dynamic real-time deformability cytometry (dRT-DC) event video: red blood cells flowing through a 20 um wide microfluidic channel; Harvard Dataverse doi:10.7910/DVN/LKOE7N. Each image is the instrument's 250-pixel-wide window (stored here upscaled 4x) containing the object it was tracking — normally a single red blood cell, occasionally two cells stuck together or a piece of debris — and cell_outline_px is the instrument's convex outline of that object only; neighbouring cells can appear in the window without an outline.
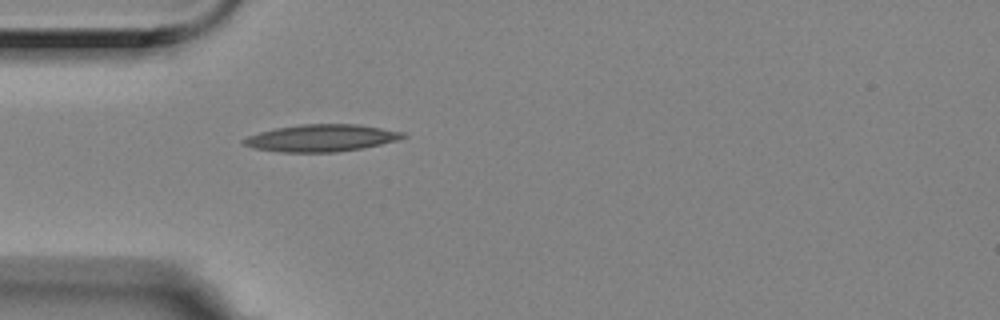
{"species": "Egyptian fruit bat (a non-hibernating species)", "species_latin": "Rousettus aegyptiacus", "temperature_condition": "room temperature", "stored_images_in_passage": 41, "camera_frame_rate_fps": 3000, "um_per_image_px": 0.085, "animal": {"sex": "female"}, "frame": {"image": 1, "passage_image": 1, "time_ms": 0.0, "image_size_px": [1000, 320], "cell_outline_px": [[408, 136], [396, 140], [380, 144], [360, 148], [336, 152], [280, 152], [256, 148], [240, 144], [240, 140], [248, 136], [260, 132], [276, 128], [300, 124], [356, 124], [404, 132]], "centroid_in_image_um": [27.27, 11.73], "position_along_channel_um": 57.7, "area_um2": 24.97}}
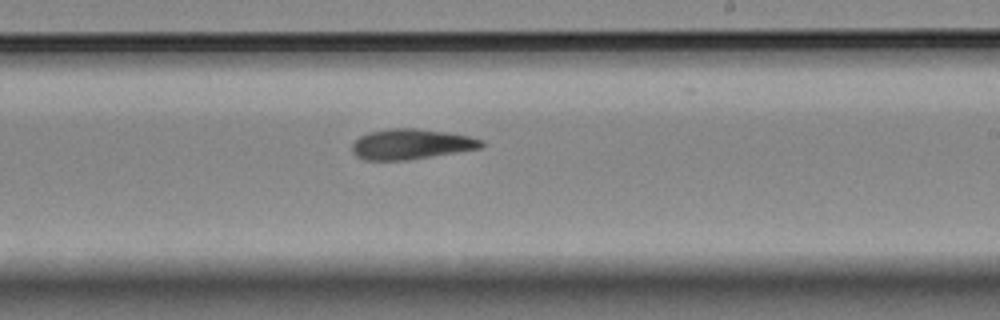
{"frame": {"image": 2, "passage_image": 18, "time_ms": 5.667, "image_size_px": [1000, 320], "cell_outline_px": [[484, 144], [480, 148], [456, 152], [404, 160], [364, 160], [356, 156], [352, 152], [352, 144], [360, 136], [368, 132], [388, 128], [416, 128], [448, 132], [468, 136], [484, 140]], "centroid_in_image_um": [34.92, 12.24], "position_along_channel_um": 254.1, "area_um2": 22.77}}
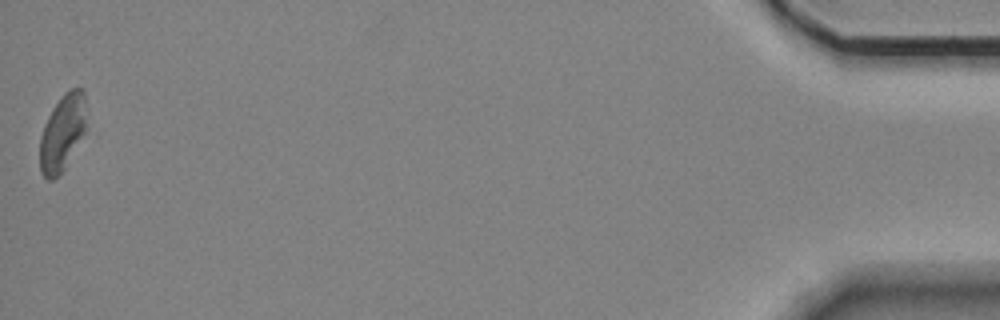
{"frame": {"image": 3, "passage_image": 41, "time_ms": 13.333, "image_size_px": [1000, 320], "cell_outline_px": [[84, 132], [64, 168], [52, 180], [48, 180], [40, 172], [40, 136], [44, 124], [52, 108], [60, 96], [64, 92], [72, 88], [84, 88]], "centroid_in_image_um": [5.26, 11.25], "position_along_channel_um": 429.9, "area_um2": 20.23}, "authors_computed_cell_mechanics": {"area_um2": 22.9466, "velocity_mm_per_s": 3.5078, "shape_relaxation_time_tau1_ms": null, "shape_relaxation_time_tau2_ms": 9.7314, "deformation_change_tau1": null, "deformation_change_tau2": 0.2007}}